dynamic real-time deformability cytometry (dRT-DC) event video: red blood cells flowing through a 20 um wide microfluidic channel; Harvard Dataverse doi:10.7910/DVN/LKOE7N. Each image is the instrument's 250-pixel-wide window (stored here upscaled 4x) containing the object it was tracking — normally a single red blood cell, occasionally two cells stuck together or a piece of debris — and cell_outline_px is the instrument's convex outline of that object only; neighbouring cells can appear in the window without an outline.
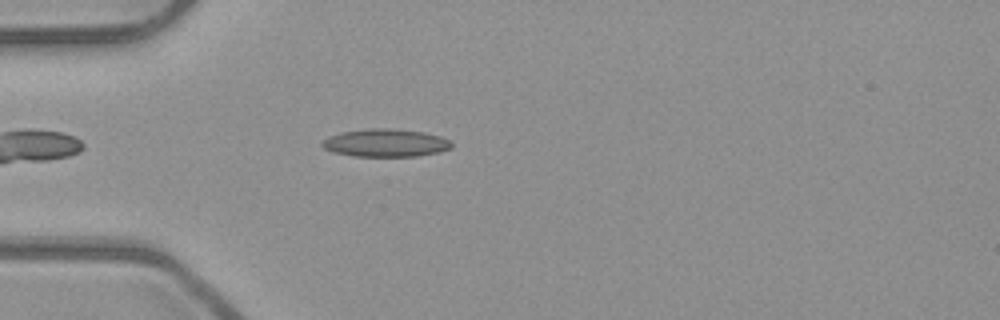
{"species": "common noctule bat (a hibernating species)", "species_latin": "Nyctalus noctula", "temperature_condition": "room temperature", "stored_images_in_passage": 4, "camera_frame_rate_fps": 3000, "um_per_image_px": 0.085, "animal": {"sex": "male", "body_mass_g": 23.1, "forearm_length_mm": 52.7}, "frame": {"image": 1, "passage_image": 4, "time_ms": 1.0, "image_size_px": [1000, 320], "cell_outline_px": [[452, 148], [440, 152], [416, 156], [356, 156], [332, 152], [324, 148], [320, 144], [328, 136], [340, 132], [372, 128], [388, 128], [424, 132], [440, 136], [448, 140], [452, 144]], "centroid_in_image_um": [32.76, 12.14], "position_along_channel_um": 52.2, "area_um2": 20.98}}